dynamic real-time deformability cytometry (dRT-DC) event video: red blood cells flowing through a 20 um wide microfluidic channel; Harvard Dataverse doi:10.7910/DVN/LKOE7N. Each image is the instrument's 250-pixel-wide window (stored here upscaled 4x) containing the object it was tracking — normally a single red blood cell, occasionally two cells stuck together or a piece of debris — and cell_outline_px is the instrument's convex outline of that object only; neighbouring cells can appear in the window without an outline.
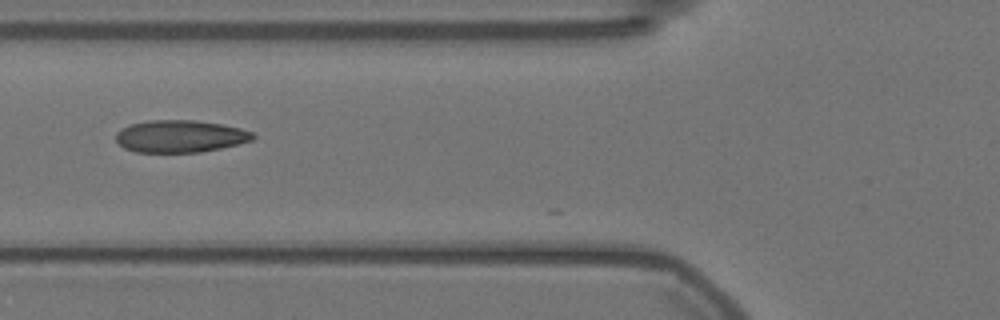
{"species": "Egyptian fruit bat (a non-hibernating species)", "species_latin": "Rousettus aegyptiacus", "temperature_condition": "warm", "stored_images_in_passage": 7, "camera_frame_rate_fps": 3000, "um_per_image_px": 0.085, "animal": {"sex": "female"}, "frame": {"image": 1, "passage_image": 4, "time_ms": 1.0, "image_size_px": [1000, 320], "cell_outline_px": [[256, 136], [252, 140], [220, 148], [200, 152], [136, 152], [124, 148], [116, 140], [116, 132], [120, 128], [128, 124], [148, 120], [196, 120], [220, 124], [240, 128], [252, 132]], "centroid_in_image_um": [15.27, 11.57], "position_along_channel_um": 110.5, "area_um2": 25.78}}